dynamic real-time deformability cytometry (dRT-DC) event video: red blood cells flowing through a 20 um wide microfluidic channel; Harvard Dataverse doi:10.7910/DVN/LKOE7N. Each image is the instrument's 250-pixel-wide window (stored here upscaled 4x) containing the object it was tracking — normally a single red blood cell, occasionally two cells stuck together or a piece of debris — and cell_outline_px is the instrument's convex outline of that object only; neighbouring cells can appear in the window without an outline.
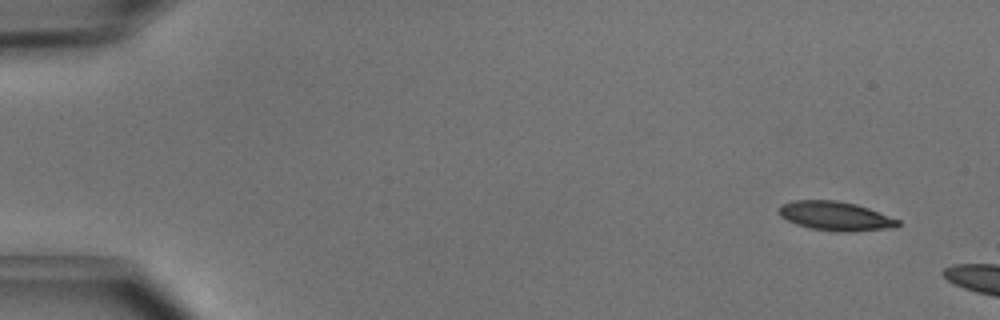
{"species": "common noctule bat (a hibernating species)", "species_latin": "Nyctalus noctula", "temperature_condition": "cold", "stored_images_in_passage": 5, "camera_frame_rate_fps": 3000, "um_per_image_px": 0.085, "animal": {"sex": "male", "body_mass_g": 15.6}, "frame": {"image": 1, "passage_image": 1, "time_ms": 0.0, "image_size_px": [1000, 320], "cell_outline_px": [[900, 224], [896, 228], [852, 232], [836, 232], [812, 228], [796, 224], [780, 216], [776, 212], [780, 204], [792, 200], [836, 200], [856, 204], [868, 208], [900, 220]], "centroid_in_image_um": [71.0, 18.36], "position_along_channel_um": 14.0, "area_um2": 20.46}}
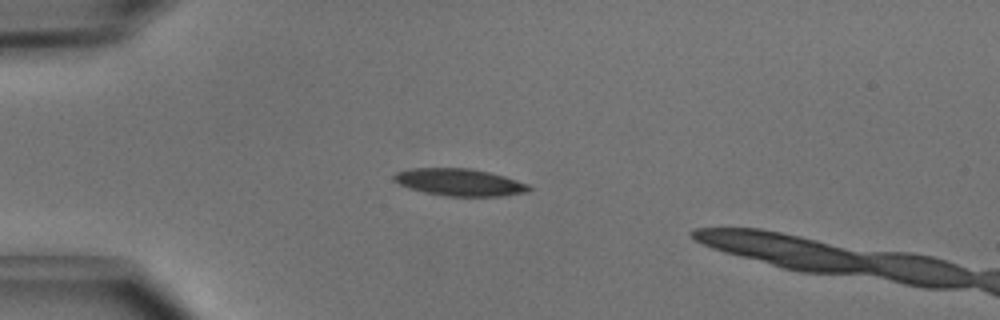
{"frame": {"image": 2, "passage_image": 4, "time_ms": 1.0, "image_size_px": [1000, 320], "cell_outline_px": [[532, 188], [528, 192], [500, 196], [448, 196], [424, 192], [408, 188], [392, 180], [392, 176], [396, 172], [412, 168], [468, 168], [488, 172], [504, 176], [528, 184]], "centroid_in_image_um": [39.03, 15.49], "position_along_channel_um": 46.0, "area_um2": 21.33}}